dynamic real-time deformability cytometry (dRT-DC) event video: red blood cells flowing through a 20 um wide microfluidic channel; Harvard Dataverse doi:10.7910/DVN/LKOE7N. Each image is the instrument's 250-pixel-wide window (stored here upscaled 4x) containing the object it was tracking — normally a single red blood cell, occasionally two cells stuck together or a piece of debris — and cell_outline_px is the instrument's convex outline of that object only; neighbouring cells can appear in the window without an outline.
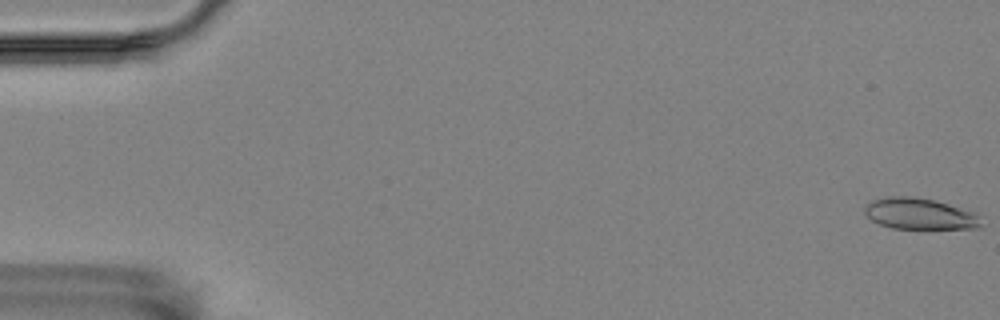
{"species": "Egyptian fruit bat (a non-hibernating species)", "species_latin": "Rousettus aegyptiacus", "temperature_condition": "room temperature", "stored_images_in_passage": 3, "camera_frame_rate_fps": 3000, "um_per_image_px": 0.085, "animal": {"sex": "female"}, "frame": {"image": 1, "passage_image": 1, "time_ms": 0.0, "image_size_px": [1000, 320], "cell_outline_px": [[980, 228], [892, 228], [880, 224], [872, 220], [864, 212], [864, 208], [872, 200], [888, 196], [912, 196], [932, 200], [948, 204], [972, 212], [976, 216], [980, 224]], "centroid_in_image_um": [78.1, 18.16], "position_along_channel_um": 6.9, "area_um2": 20.63}}